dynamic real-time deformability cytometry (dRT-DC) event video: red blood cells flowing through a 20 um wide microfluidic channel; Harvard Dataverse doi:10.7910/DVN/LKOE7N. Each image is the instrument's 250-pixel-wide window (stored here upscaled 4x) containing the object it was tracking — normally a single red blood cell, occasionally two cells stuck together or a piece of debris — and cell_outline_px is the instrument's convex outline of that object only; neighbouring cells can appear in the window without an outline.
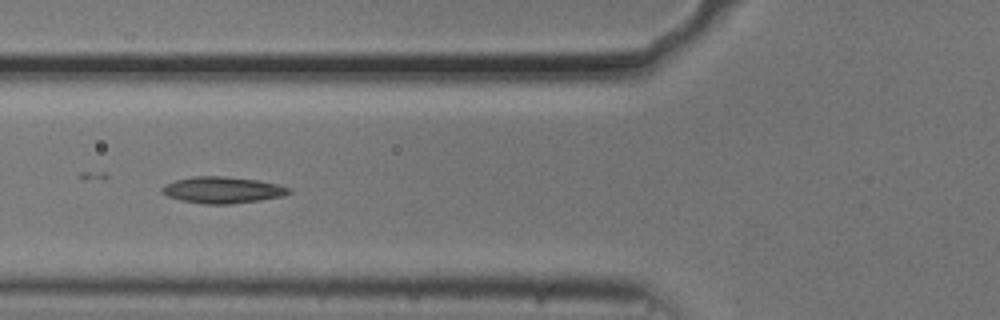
{"species": "common noctule bat (a hibernating species)", "species_latin": "Nyctalus noctula", "temperature_condition": "cold", "stored_images_in_passage": 12, "camera_frame_rate_fps": 3000, "um_per_image_px": 0.085, "animal": {"sex": "male", "body_mass_g": 20.5, "forearm_length_mm": 52.5}, "frame": {"image": 1, "passage_image": 6, "time_ms": 1.667, "image_size_px": [1000, 320], "cell_outline_px": [[292, 192], [284, 196], [260, 200], [232, 204], [204, 204], [180, 200], [168, 196], [160, 192], [160, 188], [164, 184], [176, 180], [192, 176], [224, 176], [256, 180], [276, 184], [292, 188]], "centroid_in_image_um": [18.9, 16.15], "position_along_channel_um": 106.9, "area_um2": 19.71}}
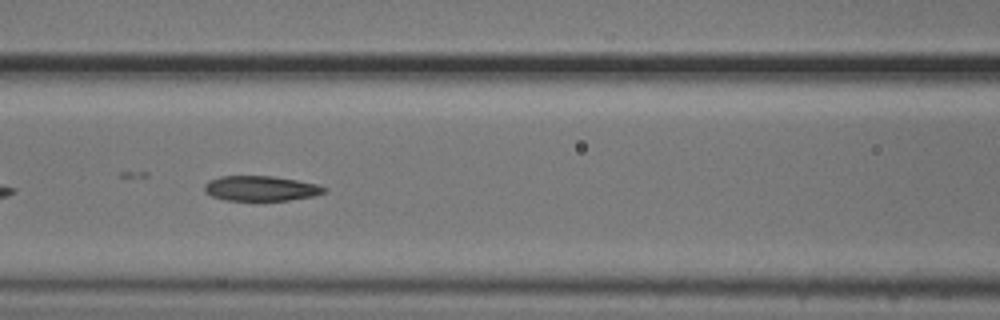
{"frame": {"image": 2, "passage_image": 9, "time_ms": 2.667, "image_size_px": [1000, 320], "cell_outline_px": [[328, 192], [312, 196], [288, 200], [224, 200], [212, 196], [204, 192], [204, 184], [208, 180], [220, 176], [272, 176], [296, 180], [316, 184], [328, 188]], "centroid_in_image_um": [22.15, 16.01], "position_along_channel_um": 144.4, "area_um2": 17.51}}